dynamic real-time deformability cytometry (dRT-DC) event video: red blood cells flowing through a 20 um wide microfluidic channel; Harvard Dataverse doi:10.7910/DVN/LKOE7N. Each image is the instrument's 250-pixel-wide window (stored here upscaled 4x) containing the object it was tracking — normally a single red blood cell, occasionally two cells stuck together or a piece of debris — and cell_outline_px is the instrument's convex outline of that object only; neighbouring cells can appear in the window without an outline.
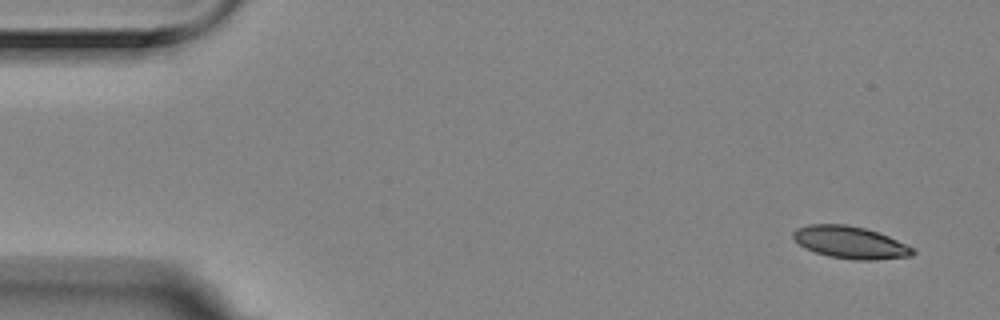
{"species": "Egyptian fruit bat (a non-hibernating species)", "species_latin": "Rousettus aegyptiacus", "temperature_condition": "room temperature", "stored_images_in_passage": 7, "camera_frame_rate_fps": 3000, "um_per_image_px": 0.085, "animal": {"sex": "female"}, "frame": {"image": 1, "passage_image": 1, "time_ms": 0.0, "image_size_px": [1000, 320], "cell_outline_px": [[916, 252], [912, 256], [876, 260], [852, 260], [828, 256], [804, 248], [792, 236], [792, 232], [796, 228], [808, 224], [844, 224], [864, 228], [888, 236], [916, 248]], "centroid_in_image_um": [72.29, 20.61], "position_along_channel_um": 12.7, "area_um2": 22.6}}
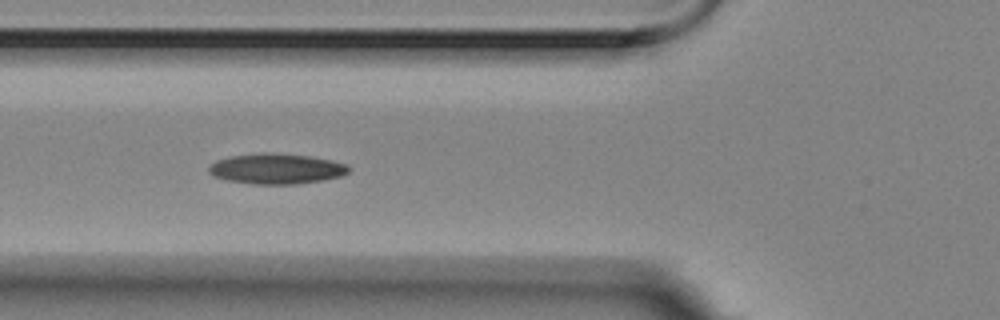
{"frame": {"image": 2, "passage_image": 6, "time_ms": 1.667, "image_size_px": [1000, 320], "cell_outline_px": [[352, 168], [348, 172], [340, 176], [320, 180], [296, 184], [252, 184], [228, 180], [212, 176], [208, 172], [208, 164], [216, 160], [228, 156], [260, 152], [268, 152], [312, 156], [332, 160], [348, 164]], "centroid_in_image_um": [23.46, 14.32], "position_along_channel_um": 102.3, "area_um2": 25.14}}
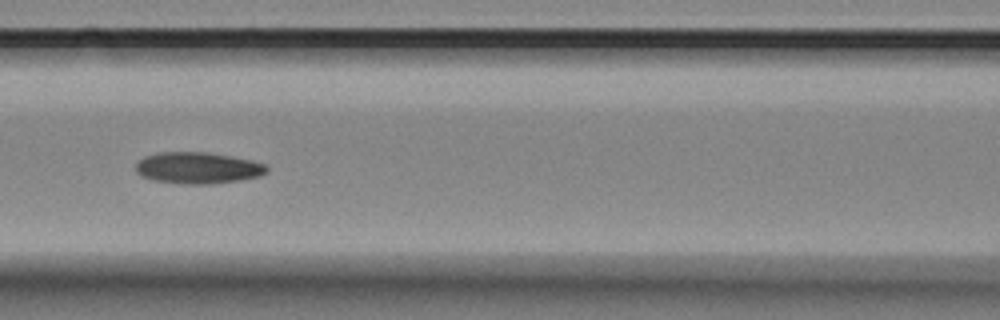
{"frame": {"image": 3, "passage_image": 7, "time_ms": 2.0, "image_size_px": [1000, 320], "cell_outline_px": [[268, 172], [260, 176], [236, 180], [208, 184], [184, 184], [152, 180], [140, 176], [136, 172], [136, 164], [144, 156], [160, 152], [208, 152], [232, 156], [252, 160], [264, 164], [268, 168]], "centroid_in_image_um": [16.8, 14.27], "position_along_channel_um": 149.8, "area_um2": 24.04}}